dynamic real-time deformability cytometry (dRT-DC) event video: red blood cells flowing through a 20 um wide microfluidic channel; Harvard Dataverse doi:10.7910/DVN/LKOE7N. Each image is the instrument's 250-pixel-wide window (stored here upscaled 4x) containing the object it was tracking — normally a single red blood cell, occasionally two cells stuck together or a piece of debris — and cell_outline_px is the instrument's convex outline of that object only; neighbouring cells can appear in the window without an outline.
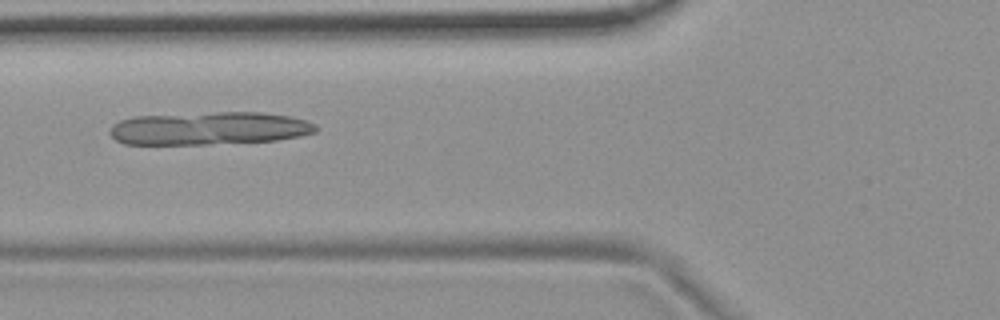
{"species": "common noctule bat (a hibernating species)", "species_latin": "Nyctalus noctula", "temperature_condition": "room temperature", "stored_images_in_passage": 6, "camera_frame_rate_fps": 3000, "um_per_image_px": 0.085, "animal": {"sex": "female", "body_mass_g": 19.9}, "frame": {"image": 1, "passage_image": 6, "time_ms": 1.667, "image_size_px": [1000, 320], "cell_outline_px": [[316, 132], [300, 136], [276, 140], [208, 144], [124, 144], [116, 140], [108, 132], [112, 124], [120, 120], [136, 116], [216, 112], [260, 112], [288, 116], [304, 120], [316, 124]], "centroid_in_image_um": [17.75, 10.91], "position_along_channel_um": 108.1, "area_um2": 39.48}}